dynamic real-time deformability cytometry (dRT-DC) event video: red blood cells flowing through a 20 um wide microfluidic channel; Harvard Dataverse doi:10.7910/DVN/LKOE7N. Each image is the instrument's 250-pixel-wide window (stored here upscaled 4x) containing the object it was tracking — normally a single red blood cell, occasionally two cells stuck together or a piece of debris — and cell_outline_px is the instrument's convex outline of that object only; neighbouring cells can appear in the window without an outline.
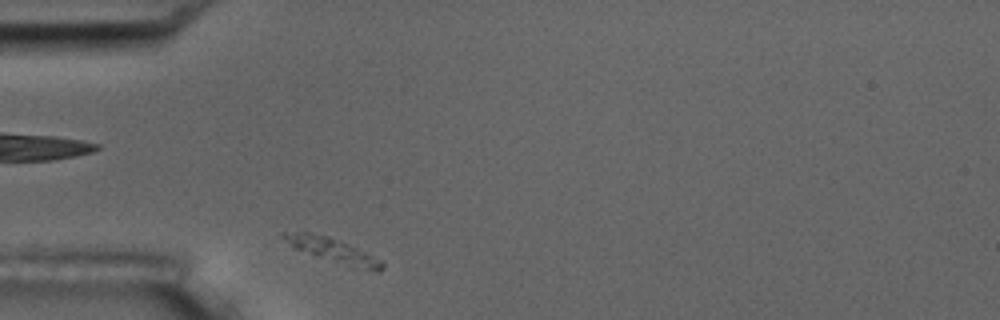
{"species": "common noctule bat (a hibernating species)", "species_latin": "Nyctalus noctula", "temperature_condition": "room temperature", "stored_images_in_passage": 5, "segment_of_instrument_passage": [2, 2], "camera_frame_rate_fps": 3000, "um_per_image_px": 0.085, "animal": {"sex": "male", "body_mass_g": 17.5, "forearm_length_mm": 52.3}, "frame": {"image": 1, "passage_image": 5, "time_ms": 5.667, "image_size_px": [1000, 320], "cell_outline_px": [[384, 268], [380, 272], [296, 248], [280, 232], [312, 232], [328, 236], [356, 248], [380, 260], [384, 264]], "centroid_in_image_um": [28.3, 21.2], "position_along_channel_um": 56.7, "area_um2": 12.08}}